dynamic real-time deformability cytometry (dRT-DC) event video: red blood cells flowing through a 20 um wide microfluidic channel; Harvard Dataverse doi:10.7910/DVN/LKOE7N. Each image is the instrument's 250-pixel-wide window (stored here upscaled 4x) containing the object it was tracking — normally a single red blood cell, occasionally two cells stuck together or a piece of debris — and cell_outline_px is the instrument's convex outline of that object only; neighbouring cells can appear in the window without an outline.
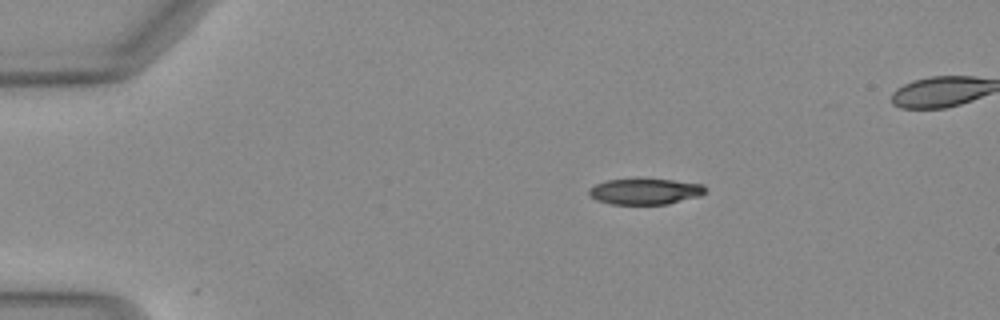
{"species": "Egyptian fruit bat (a non-hibernating species)", "species_latin": "Rousettus aegyptiacus", "temperature_condition": "warm", "stored_images_in_passage": 41, "camera_frame_rate_fps": 3000, "um_per_image_px": 0.085, "animal": {"sex": "female"}, "frame": {"image": 1, "passage_image": 1, "time_ms": 0.0, "image_size_px": [1000, 320], "cell_outline_px": [[704, 192], [700, 196], [668, 204], [612, 204], [596, 200], [588, 196], [588, 192], [596, 184], [608, 180], [672, 180], [704, 184]], "centroid_in_image_um": [54.83, 16.29], "position_along_channel_um": 30.2, "area_um2": 17.22}}
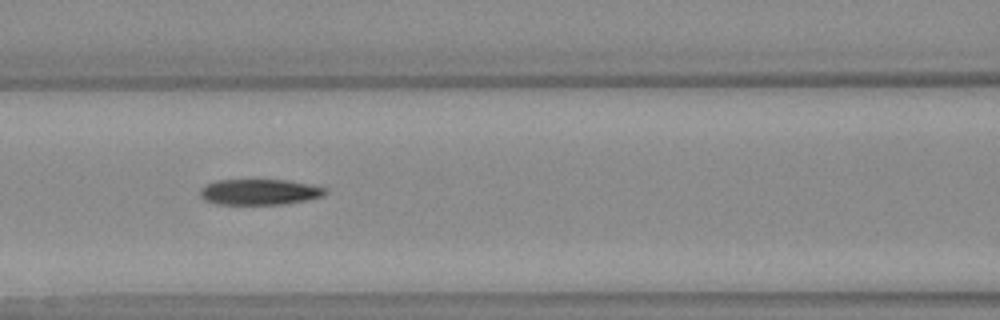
{"frame": {"image": 2, "passage_image": 14, "time_ms": 4.333, "image_size_px": [1000, 320], "cell_outline_px": [[328, 192], [324, 196], [308, 200], [284, 204], [220, 204], [204, 200], [200, 196], [200, 188], [216, 180], [284, 180], [308, 184], [324, 188]], "centroid_in_image_um": [22.06, 16.32], "position_along_channel_um": 144.5, "area_um2": 18.67}}
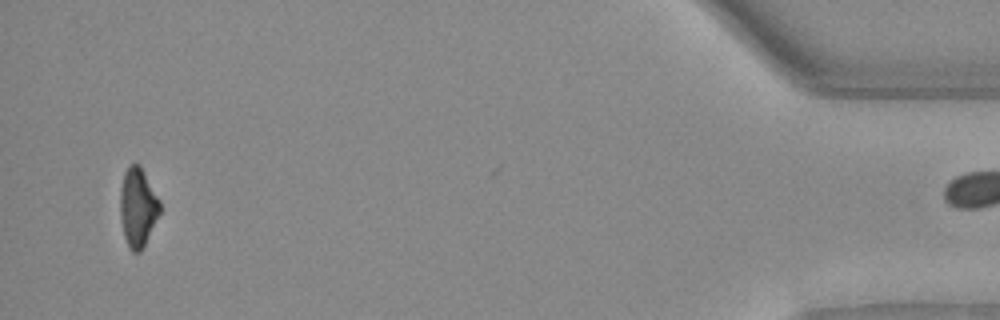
{"frame": {"image": 3, "passage_image": 40, "time_ms": 13.0, "image_size_px": [1000, 320], "cell_outline_px": [[160, 212], [140, 252], [132, 252], [128, 248], [124, 236], [120, 216], [120, 188], [124, 172], [128, 164], [140, 164], [160, 200]], "centroid_in_image_um": [11.69, 17.58], "position_along_channel_um": 423.5, "area_um2": 18.26}}